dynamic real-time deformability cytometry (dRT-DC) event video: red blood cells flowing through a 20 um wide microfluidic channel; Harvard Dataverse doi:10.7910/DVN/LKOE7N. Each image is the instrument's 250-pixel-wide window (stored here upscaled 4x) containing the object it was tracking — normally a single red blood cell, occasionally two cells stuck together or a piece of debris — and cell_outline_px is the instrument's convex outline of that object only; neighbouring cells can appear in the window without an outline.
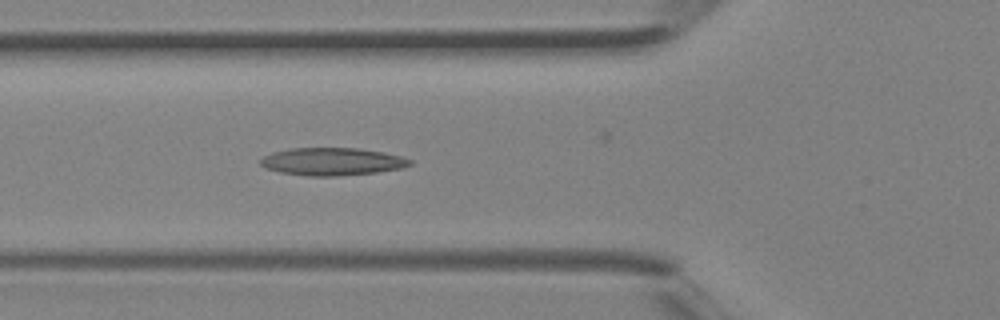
{"species": "Egyptian fruit bat (a non-hibernating species)", "species_latin": "Rousettus aegyptiacus", "temperature_condition": "room temperature", "stored_images_in_passage": 22, "camera_frame_rate_fps": 3000, "um_per_image_px": 0.085, "animal": {"sex": "female"}, "frame": {"image": 1, "passage_image": 5, "time_ms": 1.333, "image_size_px": [1000, 320], "cell_outline_px": [[412, 164], [400, 168], [376, 172], [332, 176], [312, 176], [280, 172], [264, 168], [260, 164], [260, 160], [264, 156], [272, 152], [288, 148], [360, 148], [384, 152], [400, 156], [412, 160]], "centroid_in_image_um": [28.2, 13.72], "position_along_channel_um": 97.6, "area_um2": 23.99}}
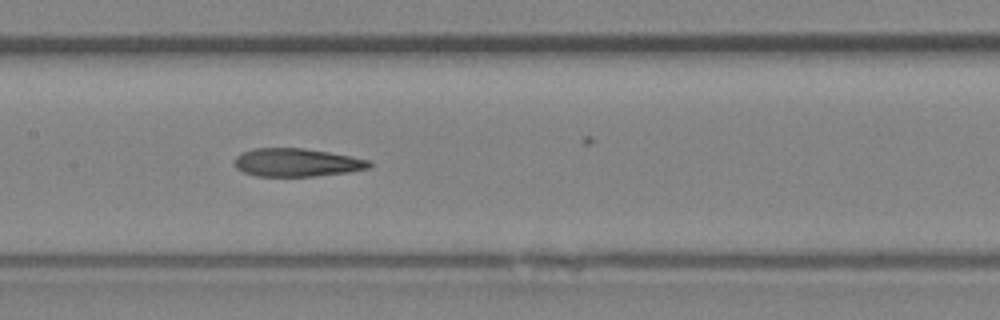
{"frame": {"image": 2, "passage_image": 10, "time_ms": 3.0, "image_size_px": [1000, 320], "cell_outline_px": [[372, 164], [368, 168], [348, 172], [312, 176], [256, 176], [244, 172], [236, 168], [236, 156], [240, 152], [252, 148], [304, 148], [328, 152], [372, 160]], "centroid_in_image_um": [25.22, 13.8], "position_along_channel_um": 182.2, "area_um2": 22.08}}
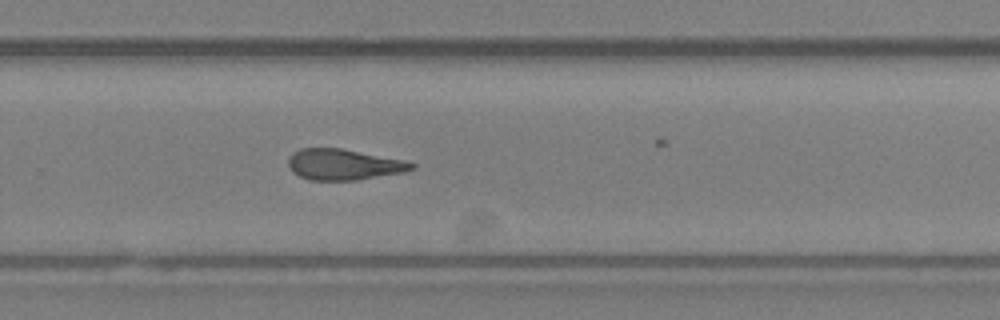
{"frame": {"image": 3, "passage_image": 17, "time_ms": 5.333, "image_size_px": [1000, 320], "cell_outline_px": [[416, 168], [404, 172], [356, 180], [308, 180], [292, 172], [288, 168], [288, 156], [292, 152], [300, 148], [340, 148], [400, 160], [416, 164]], "centroid_in_image_um": [29.13, 13.99], "position_along_channel_um": 300.7, "area_um2": 22.08}}